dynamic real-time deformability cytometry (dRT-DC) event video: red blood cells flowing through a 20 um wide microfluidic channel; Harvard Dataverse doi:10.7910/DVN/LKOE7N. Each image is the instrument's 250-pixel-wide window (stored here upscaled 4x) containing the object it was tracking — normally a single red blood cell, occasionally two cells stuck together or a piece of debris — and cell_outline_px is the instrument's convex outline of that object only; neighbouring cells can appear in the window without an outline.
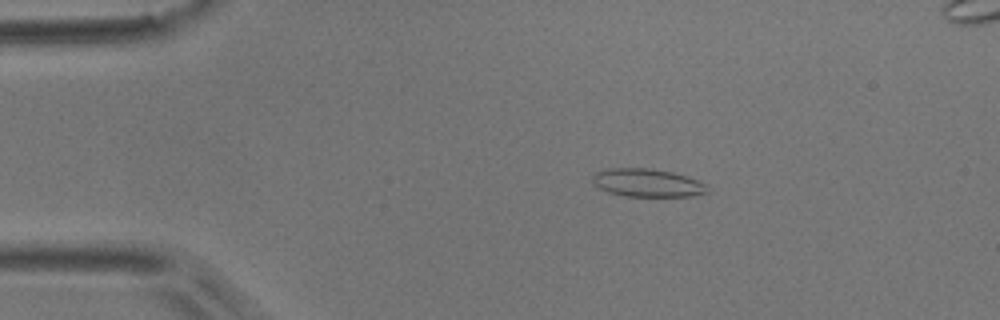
{"species": "common noctule bat (a hibernating species)", "species_latin": "Nyctalus noctula", "temperature_condition": "room temperature", "stored_images_in_passage": 6, "camera_frame_rate_fps": 3000, "um_per_image_px": 0.085, "animal": {"sex": "male", "body_mass_g": 17.9}, "frame": {"image": 1, "passage_image": 2, "time_ms": 1.0, "image_size_px": [1000, 320], "cell_outline_px": [[708, 192], [692, 196], [624, 196], [608, 192], [592, 184], [592, 176], [596, 172], [608, 168], [648, 168], [672, 172], [708, 184]], "centroid_in_image_um": [55.0, 15.54], "position_along_channel_um": 30.0, "area_um2": 18.79}}
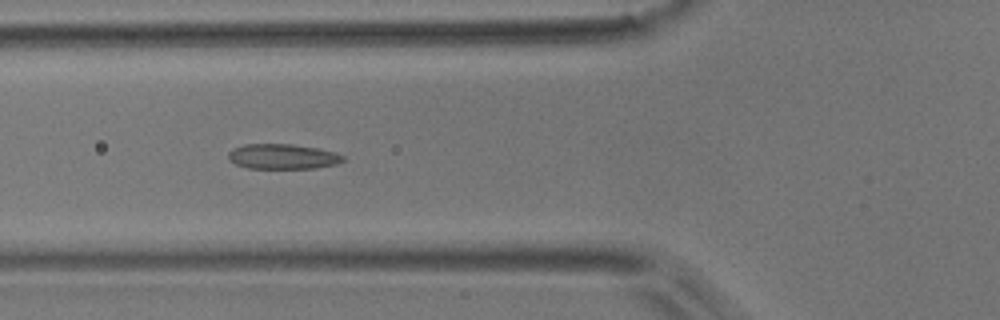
{"frame": {"image": 2, "passage_image": 5, "time_ms": 4.333, "image_size_px": [1000, 320], "cell_outline_px": [[344, 160], [336, 164], [316, 168], [248, 168], [236, 164], [228, 160], [228, 152], [232, 148], [244, 144], [292, 144], [316, 148], [336, 152], [344, 156]], "centroid_in_image_um": [24.0, 13.3], "position_along_channel_um": 101.8, "area_um2": 16.82}}
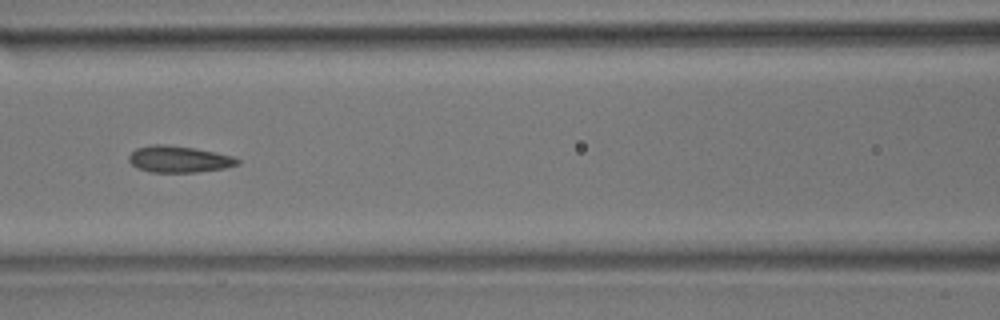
{"frame": {"image": 3, "passage_image": 6, "time_ms": 5.667, "image_size_px": [1000, 320], "cell_outline_px": [[240, 164], [224, 168], [196, 172], [148, 172], [136, 168], [128, 160], [128, 156], [136, 148], [152, 144], [164, 144], [192, 148], [216, 152], [232, 156], [240, 160]], "centroid_in_image_um": [15.18, 13.53], "position_along_channel_um": 151.4, "area_um2": 16.82}}